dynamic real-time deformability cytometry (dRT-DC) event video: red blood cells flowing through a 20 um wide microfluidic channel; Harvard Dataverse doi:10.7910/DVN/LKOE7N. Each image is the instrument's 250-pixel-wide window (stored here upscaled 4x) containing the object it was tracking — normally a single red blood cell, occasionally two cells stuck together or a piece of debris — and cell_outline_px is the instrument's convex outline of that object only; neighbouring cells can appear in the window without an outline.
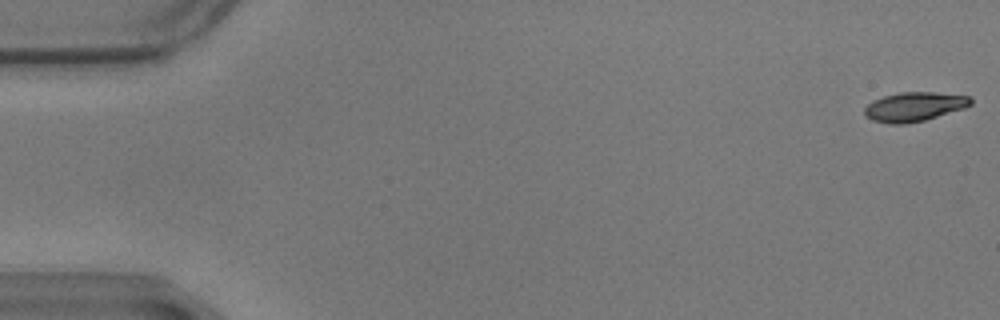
{"species": "common noctule bat (a hibernating species)", "species_latin": "Nyctalus noctula", "temperature_condition": "warm", "stored_images_in_passage": 59, "camera_frame_rate_fps": 3000, "um_per_image_px": 0.085, "animal": {"sex": "male", "body_mass_g": 17.9}, "frame": {"image": 1, "passage_image": 1, "time_ms": 0.0, "image_size_px": [1000, 320], "cell_outline_px": [[972, 104], [964, 108], [924, 120], [904, 124], [888, 124], [872, 120], [864, 116], [864, 108], [872, 100], [884, 96], [900, 92], [936, 92], [972, 96]], "centroid_in_image_um": [77.7, 9.06], "position_along_channel_um": 7.3, "area_um2": 18.21}}
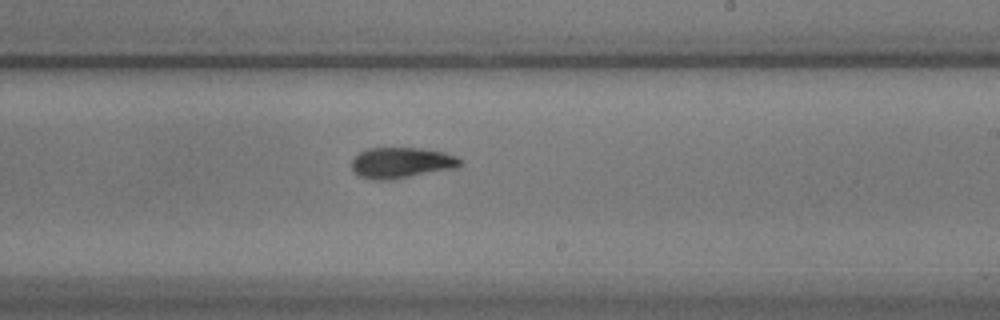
{"frame": {"image": 2, "passage_image": 35, "time_ms": 11.333, "image_size_px": [1000, 320], "cell_outline_px": [[464, 160], [456, 168], [388, 180], [376, 180], [360, 176], [352, 168], [352, 160], [360, 152], [368, 148], [420, 148], [444, 152], [456, 156]], "centroid_in_image_um": [34.15, 13.82], "position_along_channel_um": 254.9, "area_um2": 19.31}}
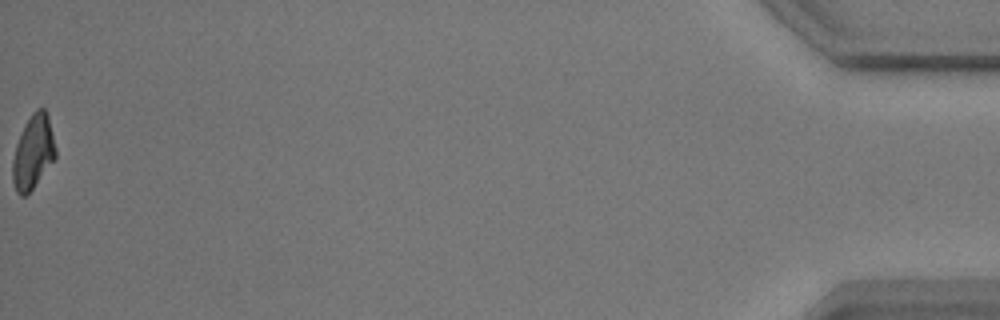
{"frame": {"image": 3, "passage_image": 59, "time_ms": 19.333, "image_size_px": [1000, 320], "cell_outline_px": [[56, 156], [32, 188], [24, 196], [20, 196], [16, 192], [12, 180], [12, 160], [16, 144], [24, 124], [32, 112], [36, 108], [44, 108], [48, 116], [56, 148]], "centroid_in_image_um": [2.79, 12.9], "position_along_channel_um": 432.4, "area_um2": 18.32}, "authors_computed_cell_mechanics": {"area_um2": 19.074, "velocity_mm_per_s": 3.4505, "shape_relaxation_time_tau1_ms": 4.6147, "shape_relaxation_time_tau2_ms": 2.9085, "deformation_change_tau1": 0.177, "deformation_change_tau2": 0.0829}}